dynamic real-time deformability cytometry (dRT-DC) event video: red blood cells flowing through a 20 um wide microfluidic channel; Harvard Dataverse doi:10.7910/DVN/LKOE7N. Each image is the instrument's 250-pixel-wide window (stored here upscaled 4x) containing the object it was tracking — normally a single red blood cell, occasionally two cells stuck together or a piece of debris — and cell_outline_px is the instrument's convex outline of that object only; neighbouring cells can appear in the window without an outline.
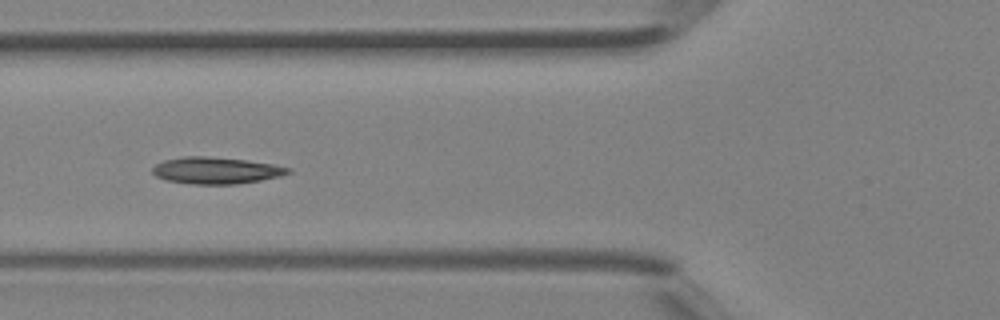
{"species": "Egyptian fruit bat (a non-hibernating species)", "species_latin": "Rousettus aegyptiacus", "temperature_condition": "room temperature", "stored_images_in_passage": 33, "camera_frame_rate_fps": 3000, "um_per_image_px": 0.085, "animal": {"sex": "female"}, "frame": {"image": 1, "passage_image": 15, "time_ms": 4.667, "image_size_px": [1000, 320], "cell_outline_px": [[292, 172], [280, 176], [260, 180], [236, 184], [192, 184], [164, 180], [156, 176], [152, 172], [152, 168], [156, 164], [164, 160], [184, 156], [208, 156], [244, 160], [272, 164], [292, 168]], "centroid_in_image_um": [18.35, 14.49], "position_along_channel_um": 107.5, "area_um2": 21.1}}